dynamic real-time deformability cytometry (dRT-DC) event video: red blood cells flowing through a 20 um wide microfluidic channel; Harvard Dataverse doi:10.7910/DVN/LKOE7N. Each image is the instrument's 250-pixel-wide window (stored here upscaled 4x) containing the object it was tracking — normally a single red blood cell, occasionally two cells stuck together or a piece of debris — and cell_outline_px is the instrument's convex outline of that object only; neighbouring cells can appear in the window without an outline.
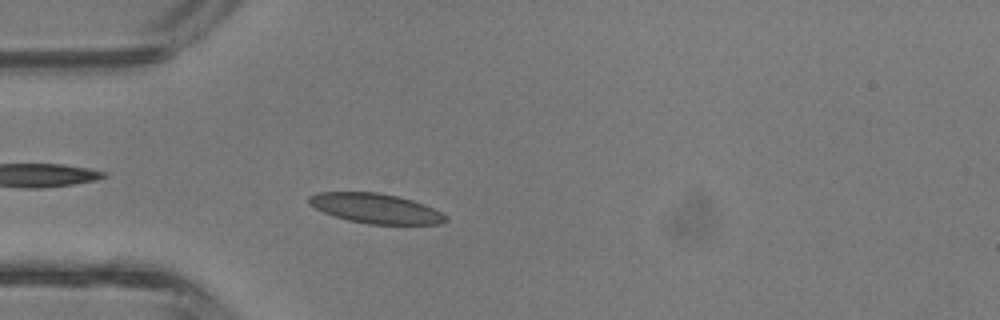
{"species": "common noctule bat (a hibernating species)", "species_latin": "Nyctalus noctula", "temperature_condition": "room temperature", "stored_images_in_passage": 38, "camera_frame_rate_fps": 3000, "um_per_image_px": 0.085, "animal": {"sex": "male", "body_mass_g": 13.3}, "frame": {"image": 1, "passage_image": 8, "time_ms": 2.333, "image_size_px": [1000, 320], "cell_outline_px": [[448, 220], [440, 224], [368, 224], [348, 220], [324, 212], [308, 204], [308, 196], [320, 192], [376, 192], [396, 196], [412, 200], [424, 204], [448, 216]], "centroid_in_image_um": [31.93, 17.71], "position_along_channel_um": 53.1, "area_um2": 23.58}}
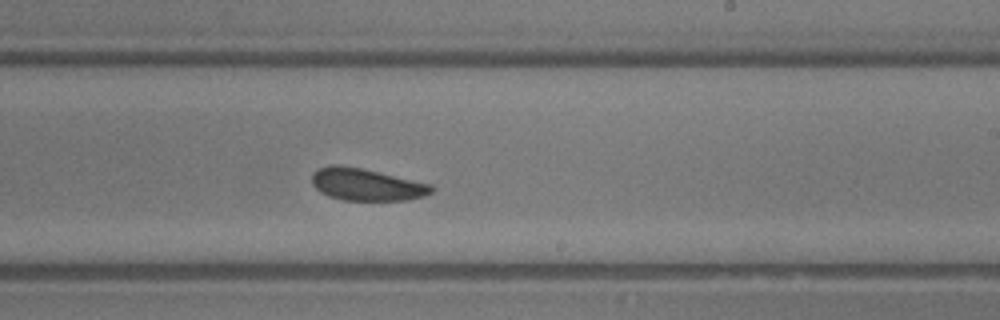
{"frame": {"image": 2, "passage_image": 21, "time_ms": 6.667, "image_size_px": [1000, 320], "cell_outline_px": [[432, 192], [424, 196], [408, 200], [344, 200], [328, 196], [320, 192], [312, 184], [312, 172], [320, 168], [332, 164], [336, 164], [360, 168], [432, 184]], "centroid_in_image_um": [31.12, 15.69], "position_along_channel_um": 257.9, "area_um2": 22.25}}
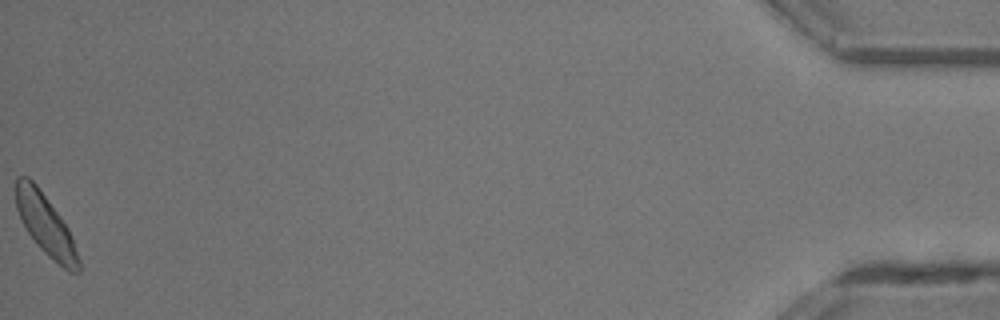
{"frame": {"image": 3, "passage_image": 38, "time_ms": 12.333, "image_size_px": [1000, 320], "cell_outline_px": [[80, 272], [68, 272], [48, 256], [40, 248], [28, 232], [16, 208], [16, 176], [28, 176], [36, 184], [60, 216], [68, 228], [72, 236], [80, 260]], "centroid_in_image_um": [3.9, 19.12], "position_along_channel_um": 431.3, "area_um2": 21.96}, "authors_computed_cell_mechanics": {"area_um2": 22.3397, "velocity_mm_per_s": 4.9195, "shape_relaxation_time_tau1_ms": 3.5226, "shape_relaxation_time_tau2_ms": 3.7585, "deformation_change_tau1": 0.0849, "deformation_change_tau2": 0.0978}}